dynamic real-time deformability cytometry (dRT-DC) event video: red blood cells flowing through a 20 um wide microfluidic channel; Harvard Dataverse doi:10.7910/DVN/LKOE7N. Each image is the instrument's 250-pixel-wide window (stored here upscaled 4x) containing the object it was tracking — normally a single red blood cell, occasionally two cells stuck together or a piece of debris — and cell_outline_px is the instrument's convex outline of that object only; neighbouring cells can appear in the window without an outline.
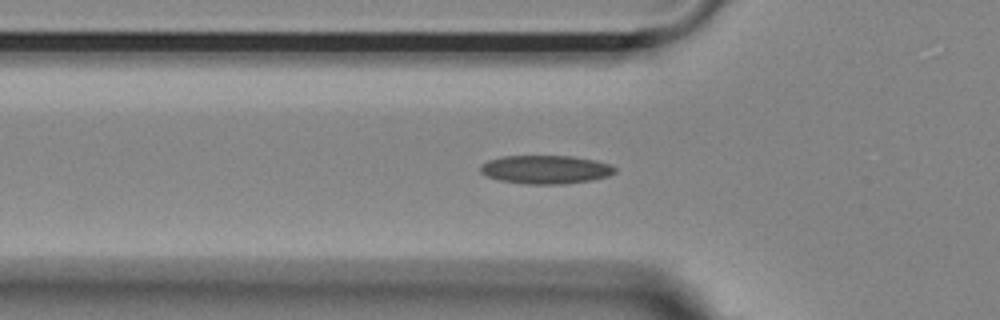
{"species": "Egyptian fruit bat (a non-hibernating species)", "species_latin": "Rousettus aegyptiacus", "temperature_condition": "room temperature", "stored_images_in_passage": 39, "camera_frame_rate_fps": 3000, "um_per_image_px": 0.085, "animal": {"sex": "female"}, "frame": {"image": 1, "passage_image": 2, "time_ms": 0.333, "image_size_px": [1000, 320], "cell_outline_px": [[616, 172], [608, 176], [592, 180], [564, 184], [528, 184], [500, 180], [488, 176], [480, 172], [480, 164], [488, 160], [504, 156], [572, 156], [596, 160], [608, 164], [616, 168]], "centroid_in_image_um": [46.39, 14.4], "position_along_channel_um": 79.4, "area_um2": 22.31}}
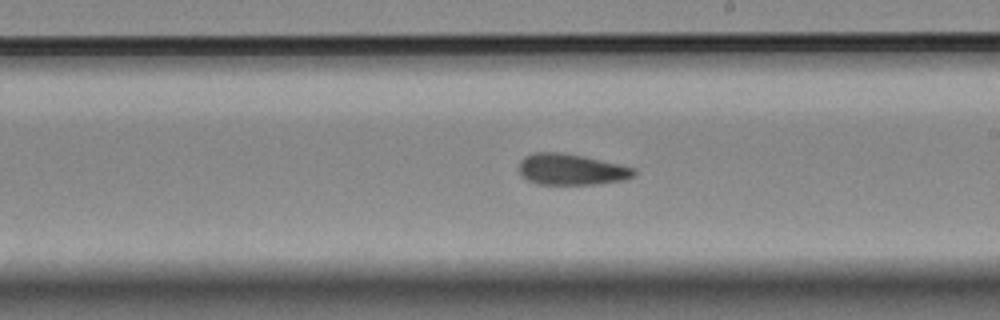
{"frame": {"image": 2, "passage_image": 15, "time_ms": 4.667, "image_size_px": [1000, 320], "cell_outline_px": [[636, 172], [632, 176], [624, 180], [592, 184], [536, 184], [520, 176], [520, 160], [524, 156], [536, 152], [556, 152], [584, 156], [620, 164], [636, 168]], "centroid_in_image_um": [48.54, 14.4], "position_along_channel_um": 240.5, "area_um2": 20.81}}
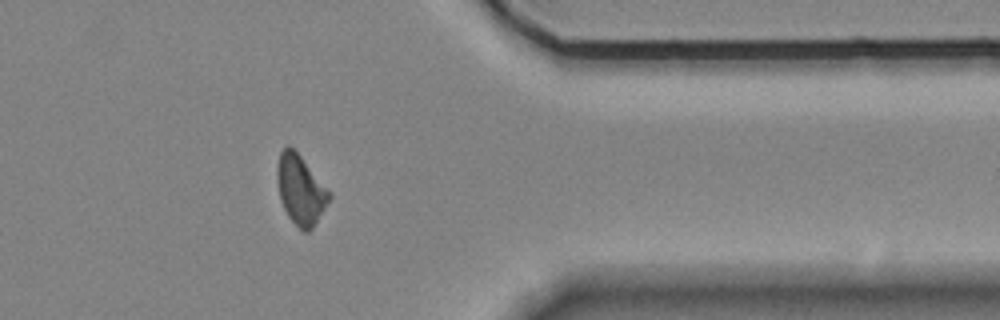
{"frame": {"image": 3, "passage_image": 28, "time_ms": 9.0, "image_size_px": [1000, 320], "cell_outline_px": [[332, 196], [312, 228], [308, 232], [304, 232], [288, 216], [280, 200], [276, 176], [276, 168], [280, 152], [288, 144], [300, 156]], "centroid_in_image_um": [25.5, 16.13], "position_along_channel_um": 385.9, "area_um2": 20.46}, "authors_computed_cell_mechanics": {"area_um2": 20.8658, "velocity_mm_per_s": 3.6887, "shape_relaxation_time_tau1_ms": null, "shape_relaxation_time_tau2_ms": 2.8433, "deformation_change_tau1": null, "deformation_change_tau2": 0.0982}}